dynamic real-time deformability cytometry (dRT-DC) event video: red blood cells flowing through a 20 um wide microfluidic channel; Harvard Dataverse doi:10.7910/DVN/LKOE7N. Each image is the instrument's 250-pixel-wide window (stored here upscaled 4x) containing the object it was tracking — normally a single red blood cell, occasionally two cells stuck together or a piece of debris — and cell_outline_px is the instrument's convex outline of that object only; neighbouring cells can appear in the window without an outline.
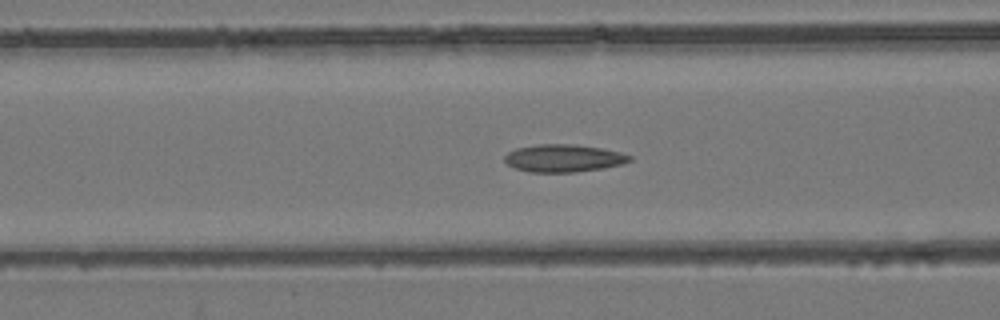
{"species": "common noctule bat (a hibernating species)", "species_latin": "Nyctalus noctula", "temperature_condition": "room temperature", "stored_images_in_passage": 54, "camera_frame_rate_fps": 3000, "um_per_image_px": 0.085, "animal": {"sex": "female", "body_mass_g": 24.6, "forearm_length_mm": 56.2}, "frame": {"image": 1, "passage_image": 22, "time_ms": 7.0, "image_size_px": [1000, 320], "cell_outline_px": [[632, 160], [620, 164], [604, 168], [576, 172], [528, 172], [516, 168], [508, 164], [504, 160], [504, 156], [508, 152], [516, 148], [536, 144], [576, 144], [600, 148], [620, 152], [632, 156]], "centroid_in_image_um": [47.89, 13.44], "position_along_channel_um": 118.7, "area_um2": 20.11}}
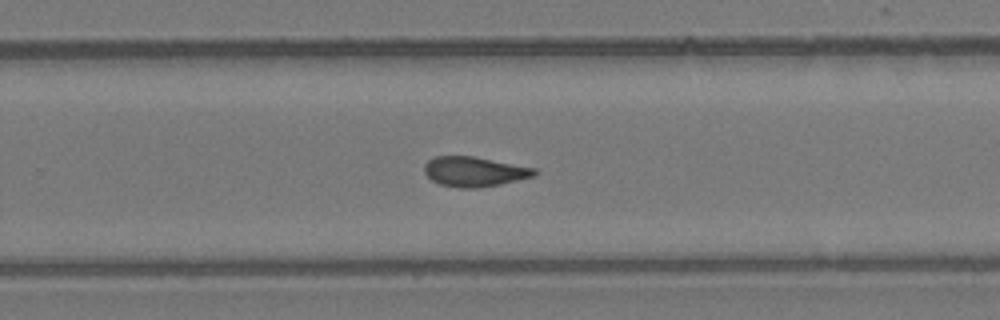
{"frame": {"image": 2, "passage_image": 35, "time_ms": 11.333, "image_size_px": [1000, 320], "cell_outline_px": [[536, 176], [500, 184], [480, 188], [460, 188], [440, 184], [432, 180], [424, 172], [424, 164], [428, 160], [436, 156], [472, 156], [536, 168]], "centroid_in_image_um": [40.32, 14.59], "position_along_channel_um": 289.5, "area_um2": 19.13}}
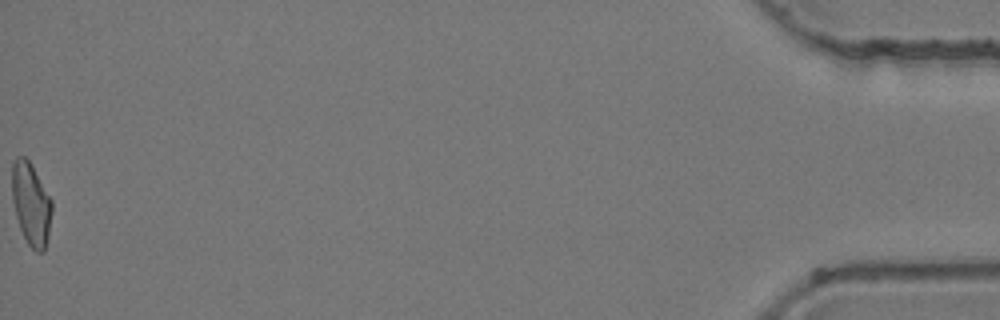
{"frame": {"image": 3, "passage_image": 54, "time_ms": 17.667, "image_size_px": [1000, 320], "cell_outline_px": [[52, 212], [48, 236], [44, 252], [36, 252], [28, 244], [20, 228], [16, 216], [12, 200], [12, 164], [16, 156], [24, 156], [28, 160], [52, 200]], "centroid_in_image_um": [2.63, 17.35], "position_along_channel_um": 432.6, "area_um2": 19.07}, "authors_computed_cell_mechanics": {"area_um2": 19.5075, "velocity_mm_per_s": 3.9467, "shape_relaxation_time_tau1_ms": null, "shape_relaxation_time_tau2_ms": 2.442, "deformation_change_tau1": null, "deformation_change_tau2": 0.0911}}